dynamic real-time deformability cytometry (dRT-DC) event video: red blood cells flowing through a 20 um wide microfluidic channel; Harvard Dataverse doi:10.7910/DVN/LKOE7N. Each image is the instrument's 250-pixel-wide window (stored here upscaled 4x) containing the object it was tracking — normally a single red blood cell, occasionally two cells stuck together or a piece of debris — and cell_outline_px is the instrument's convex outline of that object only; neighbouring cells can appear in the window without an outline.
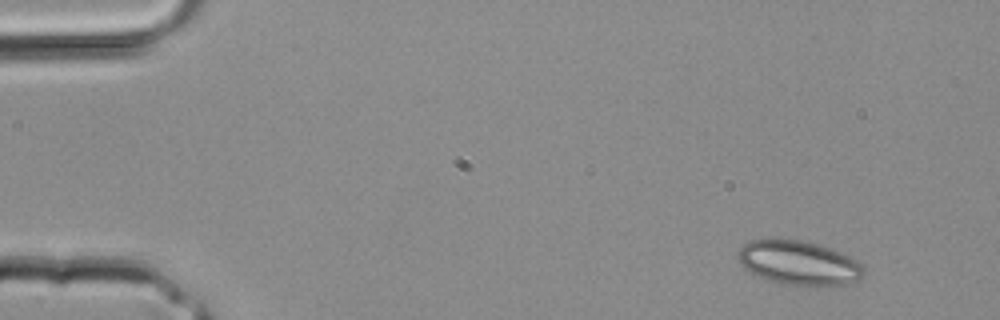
{"species": "common noctule bat (a hibernating species)", "species_latin": "Nyctalus noctula", "temperature_condition": "room temperature", "stored_images_in_passage": 3, "camera_frame_rate_fps": 3000, "um_per_image_px": 0.085, "animal": {"sex": "male", "body_mass_g": 20.4}, "frame": {"image": 1, "passage_image": 1, "time_ms": 0.0, "image_size_px": [1000, 320], "cell_outline_px": [[864, 272], [860, 280], [832, 288], [784, 284], [768, 280], [744, 268], [736, 252], [748, 240], [800, 240], [816, 244], [840, 252], [856, 260], [864, 268]], "centroid_in_image_um": [67.94, 22.39], "position_along_channel_um": 17.1, "area_um2": 32.43}}